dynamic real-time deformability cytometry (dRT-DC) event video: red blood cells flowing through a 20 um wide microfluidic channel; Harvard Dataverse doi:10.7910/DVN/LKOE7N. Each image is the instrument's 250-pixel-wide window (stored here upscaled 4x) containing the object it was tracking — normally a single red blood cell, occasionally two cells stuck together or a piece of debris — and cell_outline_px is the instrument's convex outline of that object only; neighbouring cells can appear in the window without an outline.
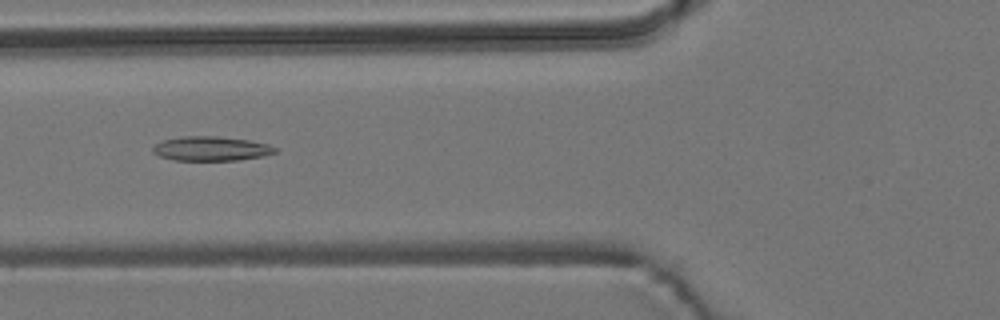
{"species": "common noctule bat (a hibernating species)", "species_latin": "Nyctalus noctula", "temperature_condition": "room temperature", "stored_images_in_passage": 6, "camera_frame_rate_fps": 3000, "um_per_image_px": 0.085, "animal": {"sex": "male", "body_mass_g": 19.2, "forearm_length_mm": 51.8}, "frame": {"image": 1, "passage_image": 5, "time_ms": 1.333, "image_size_px": [1000, 320], "cell_outline_px": [[276, 152], [264, 156], [240, 160], [176, 160], [160, 156], [152, 152], [152, 148], [156, 144], [164, 140], [184, 136], [220, 136], [248, 140], [268, 144], [276, 148]], "centroid_in_image_um": [17.96, 12.63], "position_along_channel_um": 107.8, "area_um2": 17.28}}
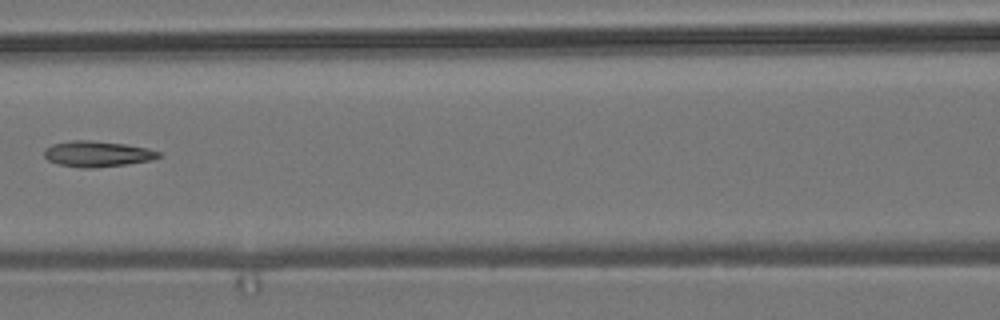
{"frame": {"image": 2, "passage_image": 6, "time_ms": 1.667, "image_size_px": [1000, 320], "cell_outline_px": [[160, 156], [148, 160], [128, 164], [92, 168], [80, 168], [60, 164], [48, 160], [44, 156], [44, 148], [52, 144], [72, 140], [88, 140], [124, 144], [148, 148], [160, 152]], "centroid_in_image_um": [8.23, 13.08], "position_along_channel_um": 158.4, "area_um2": 17.05}}